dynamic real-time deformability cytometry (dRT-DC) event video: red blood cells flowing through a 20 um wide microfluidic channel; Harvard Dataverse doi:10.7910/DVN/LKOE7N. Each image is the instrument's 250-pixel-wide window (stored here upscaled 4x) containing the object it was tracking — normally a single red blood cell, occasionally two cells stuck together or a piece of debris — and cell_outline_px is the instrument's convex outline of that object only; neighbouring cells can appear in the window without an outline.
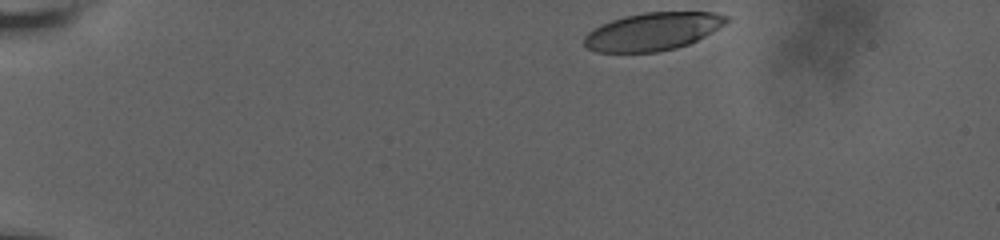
{"species": "human", "species_latin": "Homo sapiens", "temperature_condition": "room temperature", "stored_images_in_passage": 14, "camera_frame_rate_fps": 3000, "um_per_image_px": 0.085, "donor": {"sex": "male"}, "frame": {"image": 1, "passage_image": 1, "time_ms": 0.0, "image_size_px": [1000, 240], "cell_outline_px": [[728, 20], [724, 24], [704, 36], [688, 44], [676, 48], [656, 52], [596, 52], [588, 48], [584, 44], [584, 36], [592, 28], [600, 24], [624, 16], [644, 12], [716, 12], [728, 16]], "centroid_in_image_um": [55.45, 2.67], "position_along_channel_um": 29.6, "area_um2": 31.27}}